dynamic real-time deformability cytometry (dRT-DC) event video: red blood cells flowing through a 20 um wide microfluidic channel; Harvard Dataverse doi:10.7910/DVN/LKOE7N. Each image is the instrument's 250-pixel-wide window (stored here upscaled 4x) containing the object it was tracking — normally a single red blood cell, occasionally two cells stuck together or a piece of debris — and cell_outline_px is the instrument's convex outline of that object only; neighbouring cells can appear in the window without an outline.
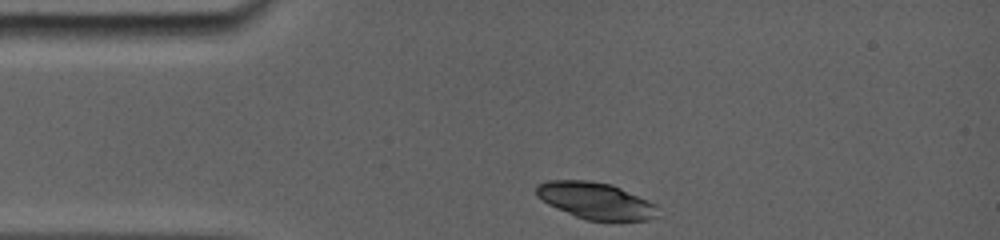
{"species": "common noctule bat (a hibernating species)", "species_latin": "Nyctalus noctula", "temperature_condition": "room temperature", "stored_images_in_passage": 5, "camera_frame_rate_fps": 5000, "um_per_image_px": 0.085, "animal": {"sex": "female", "body_mass_g": 19.0, "forearm_length_mm": 56.7}, "frame": {"image": 1, "passage_image": 1, "time_ms": 0.0, "image_size_px": [1000, 240], "cell_outline_px": [[656, 216], [648, 220], [584, 220], [556, 208], [548, 204], [536, 196], [536, 184], [548, 180], [588, 180], [612, 184], [648, 200], [656, 204]], "centroid_in_image_um": [50.59, 17.04], "position_along_channel_um": 34.4, "area_um2": 25.89}}